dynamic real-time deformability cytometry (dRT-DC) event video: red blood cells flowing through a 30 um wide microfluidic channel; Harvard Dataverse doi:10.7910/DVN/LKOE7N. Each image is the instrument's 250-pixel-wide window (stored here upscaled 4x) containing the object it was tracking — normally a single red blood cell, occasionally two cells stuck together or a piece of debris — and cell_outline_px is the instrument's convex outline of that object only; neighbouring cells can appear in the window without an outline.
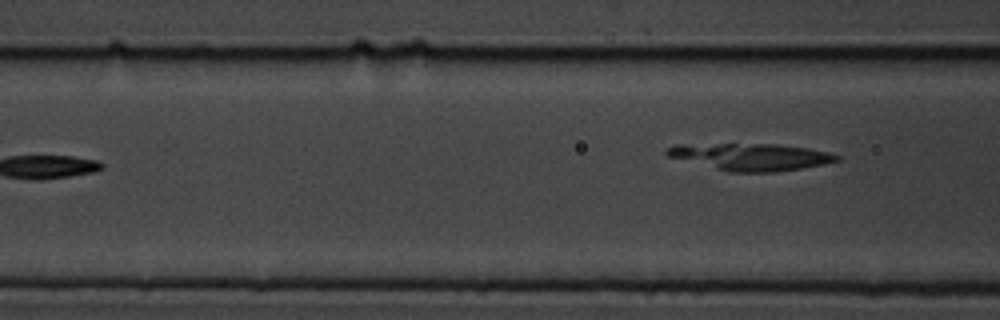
{"species": "common noctule bat (a hibernating species)", "species_latin": "Nyctalus noctula", "temperature_condition": "cold", "stored_images_in_passage": 8, "camera_frame_rate_fps": 3000, "um_per_image_px": 0.085, "animal": {"sex": "male", "body_mass_g": 19.5, "forearm_length_mm": 54.6}, "frame": {"image": 1, "passage_image": 8, "time_ms": 8.0, "image_size_px": [1000, 320], "cell_outline_px": [[840, 160], [824, 164], [776, 172], [728, 172], [668, 156], [664, 152], [668, 148], [676, 144], [776, 144], [808, 148], [828, 152], [840, 156]], "centroid_in_image_um": [63.82, 13.33], "position_along_channel_um": 102.8, "area_um2": 26.59}}